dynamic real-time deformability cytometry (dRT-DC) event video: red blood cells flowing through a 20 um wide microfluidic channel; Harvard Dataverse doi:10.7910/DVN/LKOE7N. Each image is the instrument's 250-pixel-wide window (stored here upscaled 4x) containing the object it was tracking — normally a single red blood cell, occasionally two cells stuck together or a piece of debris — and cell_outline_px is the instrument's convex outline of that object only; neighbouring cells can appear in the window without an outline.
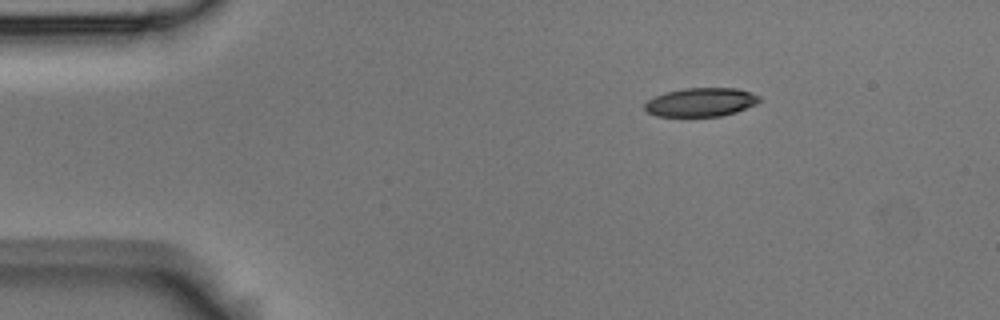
{"species": "Egyptian fruit bat (a non-hibernating species)", "species_latin": "Rousettus aegyptiacus", "temperature_condition": "room temperature", "stored_images_in_passage": 3, "camera_frame_rate_fps": 3000, "um_per_image_px": 0.085, "animal": {"sex": "male"}, "frame": {"image": 1, "passage_image": 1, "time_ms": 0.0, "image_size_px": [1000, 320], "cell_outline_px": [[760, 100], [756, 104], [736, 112], [720, 116], [656, 116], [648, 112], [644, 108], [644, 104], [648, 100], [664, 92], [684, 88], [736, 88], [752, 92], [760, 96]], "centroid_in_image_um": [59.58, 8.68], "position_along_channel_um": 25.4, "area_um2": 19.19}}